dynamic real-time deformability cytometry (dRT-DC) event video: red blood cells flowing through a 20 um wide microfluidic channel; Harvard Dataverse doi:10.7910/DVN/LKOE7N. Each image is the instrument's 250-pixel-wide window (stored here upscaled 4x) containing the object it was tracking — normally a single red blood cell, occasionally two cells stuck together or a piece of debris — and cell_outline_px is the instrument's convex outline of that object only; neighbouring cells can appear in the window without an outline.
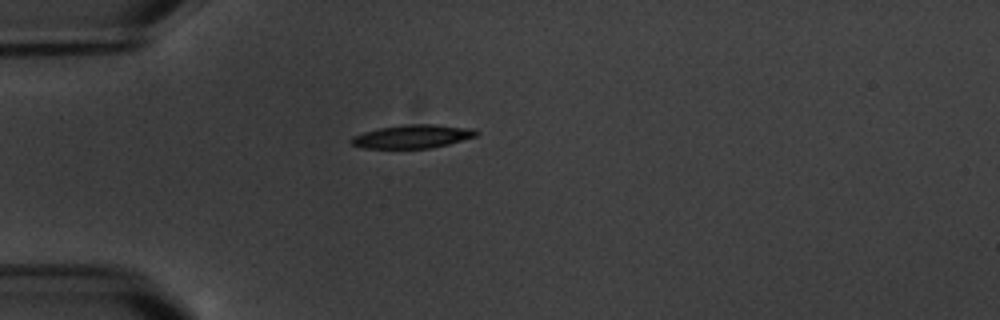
{"species": "common noctule bat (a hibernating species)", "species_latin": "Nyctalus noctula", "temperature_condition": "warm", "stored_images_in_passage": 1, "camera_frame_rate_fps": 3000, "um_per_image_px": 0.085, "animal": {"sex": "male", "body_mass_g": 20.1, "forearm_length_mm": 53.5}, "frame": {"image": 1, "passage_image": 1, "time_ms": 0.0, "image_size_px": [1000, 320], "cell_outline_px": [[480, 132], [476, 136], [448, 144], [428, 148], [364, 148], [352, 144], [348, 140], [352, 136], [364, 132], [380, 128], [404, 124], [432, 124], [472, 128]], "centroid_in_image_um": [35.05, 11.59], "position_along_channel_um": 49.9, "area_um2": 16.99}}